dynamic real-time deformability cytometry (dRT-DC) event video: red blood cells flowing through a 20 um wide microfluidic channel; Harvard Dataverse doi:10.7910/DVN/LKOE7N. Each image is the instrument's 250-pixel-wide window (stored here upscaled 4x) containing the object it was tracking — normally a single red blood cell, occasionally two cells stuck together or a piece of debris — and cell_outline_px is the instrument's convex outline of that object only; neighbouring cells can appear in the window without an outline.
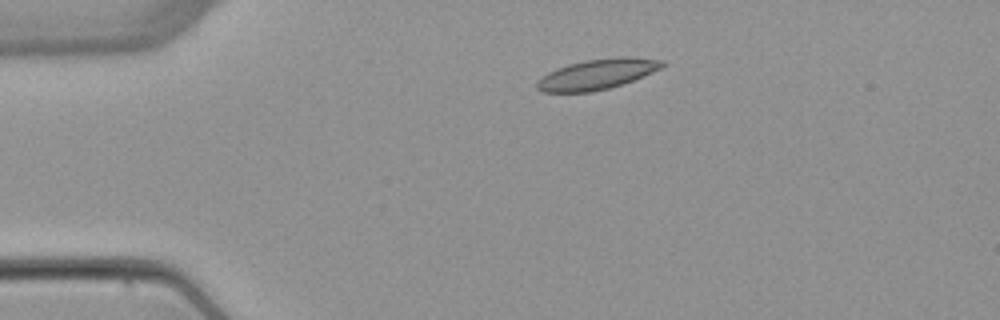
{"species": "common noctule bat (a hibernating species)", "species_latin": "Nyctalus noctula", "temperature_condition": "warm", "stored_images_in_passage": 3, "camera_frame_rate_fps": 3000, "um_per_image_px": 0.085, "animal": {"sex": "female", "body_mass_g": 22.7, "forearm_length_mm": 54.2}, "frame": {"image": 1, "passage_image": 1, "time_ms": 0.0, "image_size_px": [1000, 320], "cell_outline_px": [[668, 64], [644, 76], [608, 88], [592, 92], [544, 92], [536, 88], [536, 80], [548, 72], [556, 68], [568, 64], [584, 60], [620, 56], [632, 56], [664, 60]], "centroid_in_image_um": [50.76, 6.29], "position_along_channel_um": 34.2, "area_um2": 22.31}}
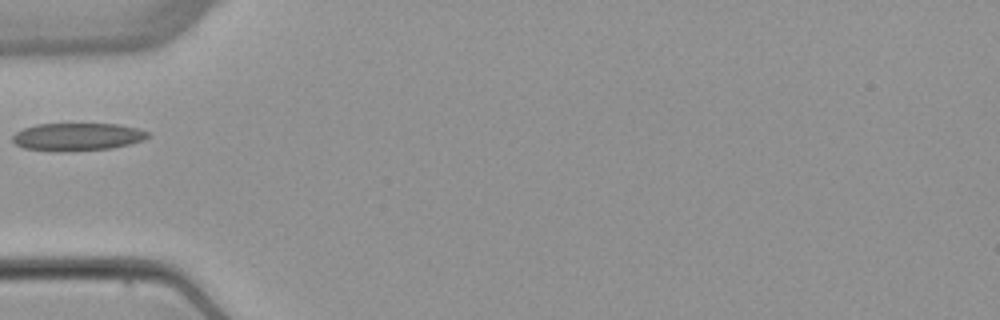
{"frame": {"image": 2, "passage_image": 3, "time_ms": 2.333, "image_size_px": [1000, 320], "cell_outline_px": [[152, 136], [144, 140], [112, 148], [60, 152], [56, 152], [24, 148], [16, 144], [12, 140], [12, 136], [16, 132], [24, 128], [36, 124], [116, 124], [136, 128], [148, 132]], "centroid_in_image_um": [6.57, 11.63], "position_along_channel_um": 78.4, "area_um2": 21.91}}